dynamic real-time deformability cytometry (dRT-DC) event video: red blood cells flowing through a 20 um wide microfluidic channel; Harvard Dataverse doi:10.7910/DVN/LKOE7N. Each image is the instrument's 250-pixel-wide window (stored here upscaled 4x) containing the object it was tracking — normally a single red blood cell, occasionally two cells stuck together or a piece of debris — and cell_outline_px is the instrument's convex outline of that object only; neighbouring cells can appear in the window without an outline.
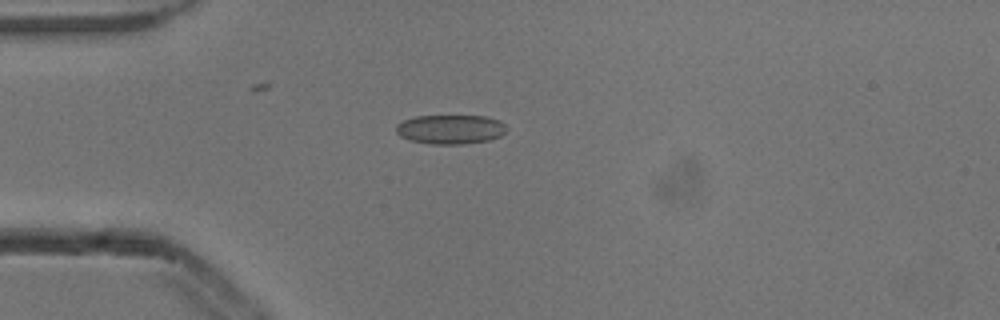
{"species": "common noctule bat (a hibernating species)", "species_latin": "Nyctalus noctula", "temperature_condition": "cold", "stored_images_in_passage": 2, "camera_frame_rate_fps": 3000, "um_per_image_px": 0.085, "animal": {"sex": "male", "body_mass_g": 13.3}, "frame": {"image": 1, "passage_image": 1, "time_ms": 0.0, "image_size_px": [1000, 320], "cell_outline_px": [[508, 128], [500, 136], [488, 140], [464, 144], [432, 144], [408, 140], [400, 136], [396, 132], [396, 124], [404, 120], [416, 116], [484, 116], [500, 120]], "centroid_in_image_um": [38.28, 10.99], "position_along_channel_um": 46.7, "area_um2": 18.9}}